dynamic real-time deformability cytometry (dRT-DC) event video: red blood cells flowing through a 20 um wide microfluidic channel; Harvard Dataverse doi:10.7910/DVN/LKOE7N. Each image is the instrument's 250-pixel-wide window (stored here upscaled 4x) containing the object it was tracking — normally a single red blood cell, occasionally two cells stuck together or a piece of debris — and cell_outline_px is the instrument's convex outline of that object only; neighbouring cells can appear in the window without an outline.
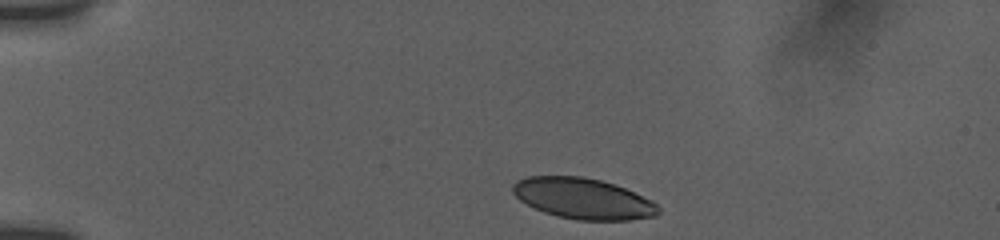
{"species": "human", "species_latin": "Homo sapiens", "temperature_condition": "room temperature", "stored_images_in_passage": 10, "camera_frame_rate_fps": 3000, "um_per_image_px": 0.085, "donor": {"sex": "female"}, "frame": {"image": 1, "passage_image": 1, "time_ms": 0.0, "image_size_px": [1000, 240], "cell_outline_px": [[660, 212], [656, 216], [632, 220], [580, 220], [560, 216], [544, 212], [520, 200], [512, 192], [512, 184], [516, 180], [528, 176], [584, 176], [600, 180], [624, 188], [652, 200], [660, 208]], "centroid_in_image_um": [49.57, 16.87], "position_along_channel_um": 35.4, "area_um2": 34.51}}
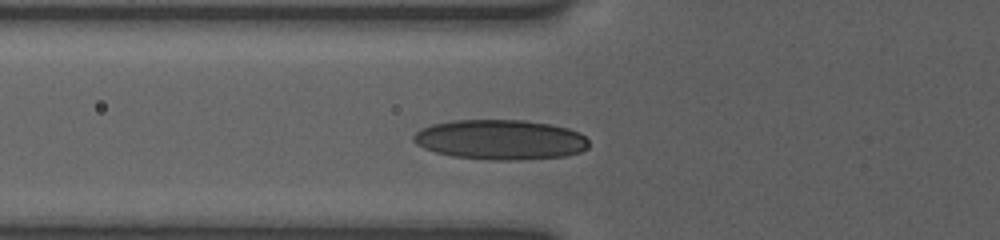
{"frame": {"image": 2, "passage_image": 9, "time_ms": 3.0, "image_size_px": [1000, 240], "cell_outline_px": [[588, 148], [580, 152], [564, 156], [520, 160], [488, 160], [452, 156], [436, 152], [424, 148], [416, 144], [412, 140], [412, 136], [420, 128], [432, 124], [456, 120], [524, 120], [548, 124], [568, 128], [580, 132], [588, 140]], "centroid_in_image_um": [42.52, 11.87], "position_along_channel_um": 83.3, "area_um2": 40.98}}